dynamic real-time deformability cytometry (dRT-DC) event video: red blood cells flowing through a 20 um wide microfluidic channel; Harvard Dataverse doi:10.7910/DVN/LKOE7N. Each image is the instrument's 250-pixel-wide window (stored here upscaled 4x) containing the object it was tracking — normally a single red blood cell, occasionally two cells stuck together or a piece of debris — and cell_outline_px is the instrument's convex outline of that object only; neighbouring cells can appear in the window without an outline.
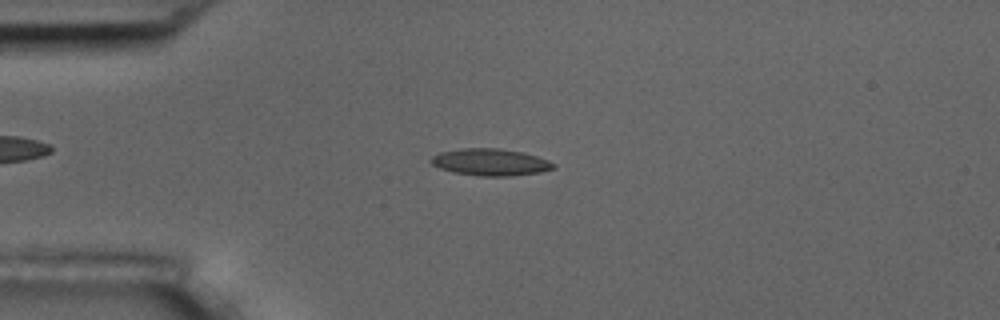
{"species": "common noctule bat (a hibernating species)", "species_latin": "Nyctalus noctula", "temperature_condition": "room temperature", "stored_images_in_passage": 55, "camera_frame_rate_fps": 3000, "um_per_image_px": 0.085, "animal": {"sex": "male", "body_mass_g": 17.5, "forearm_length_mm": 52.3}, "frame": {"image": 1, "passage_image": 13, "time_ms": 4.0, "image_size_px": [1000, 320], "cell_outline_px": [[556, 168], [540, 172], [512, 176], [480, 176], [452, 172], [440, 168], [432, 164], [428, 160], [432, 156], [440, 152], [460, 148], [496, 148], [520, 152], [536, 156], [548, 160], [556, 164]], "centroid_in_image_um": [41.67, 13.79], "position_along_channel_um": 43.3, "area_um2": 19.25}}
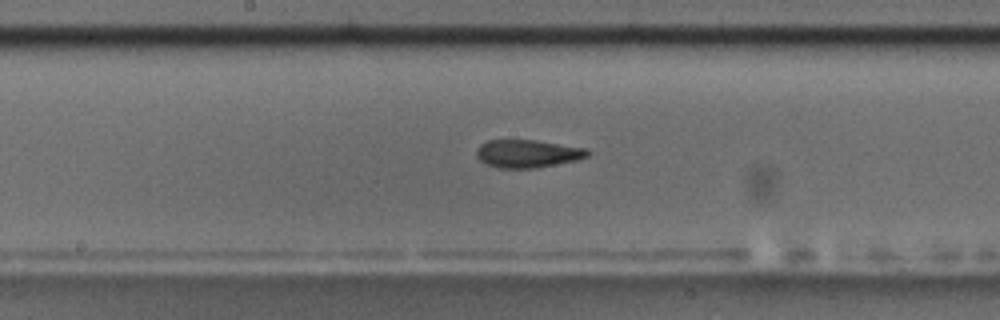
{"frame": {"image": 2, "passage_image": 28, "time_ms": 9.0, "image_size_px": [1000, 320], "cell_outline_px": [[592, 152], [588, 156], [576, 160], [536, 168], [500, 168], [484, 164], [476, 156], [476, 148], [480, 144], [488, 140], [536, 140], [588, 148]], "centroid_in_image_um": [44.84, 13.05], "position_along_channel_um": 203.4, "area_um2": 18.26}}
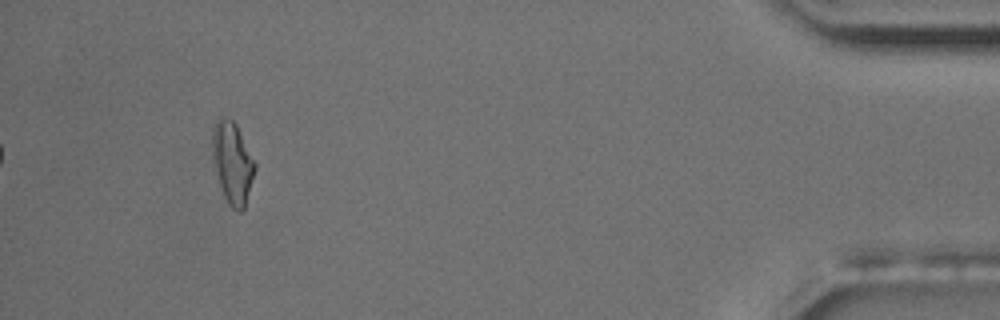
{"frame": {"image": 3, "passage_image": 51, "time_ms": 16.667, "image_size_px": [1000, 320], "cell_outline_px": [[256, 168], [244, 208], [240, 212], [236, 212], [228, 204], [224, 196], [216, 172], [212, 152], [212, 128], [216, 120], [220, 116], [224, 116], [232, 120], [236, 124], [256, 164]], "centroid_in_image_um": [19.75, 13.82], "position_along_channel_um": 415.4, "area_um2": 20.11}, "authors_computed_cell_mechanics": {"area_um2": 18.0914, "velocity_mm_per_s": 3.634, "shape_relaxation_time_tau1_ms": null, "shape_relaxation_time_tau2_ms": 2.7596, "deformation_change_tau1": null, "deformation_change_tau2": 0.0963}}